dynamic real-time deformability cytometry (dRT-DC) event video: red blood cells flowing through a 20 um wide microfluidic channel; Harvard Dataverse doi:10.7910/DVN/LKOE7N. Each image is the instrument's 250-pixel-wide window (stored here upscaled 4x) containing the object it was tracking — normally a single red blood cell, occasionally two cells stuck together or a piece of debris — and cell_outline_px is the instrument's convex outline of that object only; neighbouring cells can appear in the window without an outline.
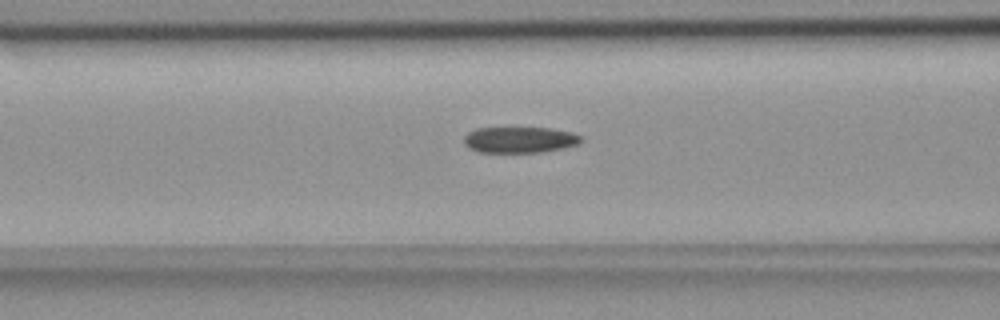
{"species": "common noctule bat (a hibernating species)", "species_latin": "Nyctalus noctula", "temperature_condition": "room temperature", "stored_images_in_passage": 56, "segment_of_instrument_passage": [1, 2], "camera_frame_rate_fps": 3000, "um_per_image_px": 0.085, "animal": {"sex": "female", "body_mass_g": 18.4}, "frame": {"image": 1, "passage_image": 22, "time_ms": 7.0, "image_size_px": [1000, 320], "cell_outline_px": [[584, 140], [576, 144], [560, 148], [540, 152], [480, 152], [468, 148], [464, 144], [464, 136], [468, 132], [476, 128], [552, 128], [572, 132], [584, 136]], "centroid_in_image_um": [44.17, 11.87], "position_along_channel_um": 122.4, "area_um2": 17.8}}
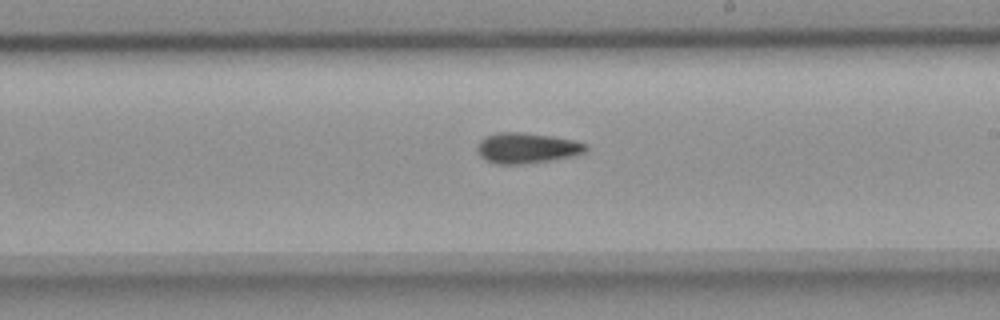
{"frame": {"image": 2, "passage_image": 32, "time_ms": 10.333, "image_size_px": [1000, 320], "cell_outline_px": [[588, 148], [584, 152], [568, 156], [548, 160], [520, 164], [496, 164], [480, 156], [476, 152], [476, 144], [484, 136], [496, 132], [520, 132], [552, 136], [576, 140], [588, 144]], "centroid_in_image_um": [44.72, 12.56], "position_along_channel_um": 244.3, "area_um2": 19.31}}
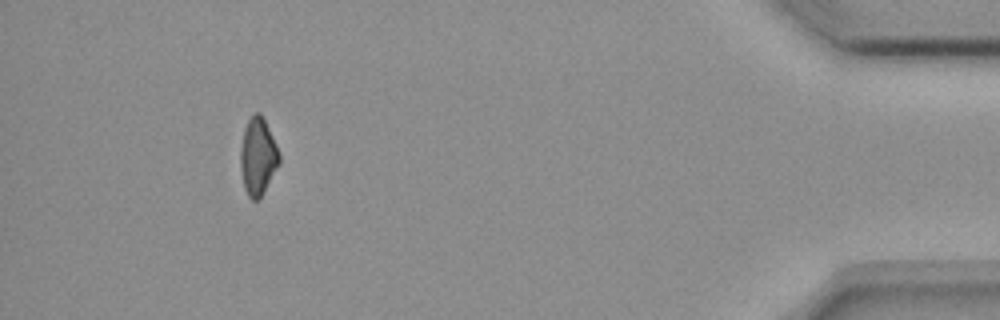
{"frame": {"image": 3, "passage_image": 51, "time_ms": 16.667, "image_size_px": [1000, 320], "cell_outline_px": [[280, 164], [260, 196], [256, 200], [252, 200], [248, 196], [244, 188], [240, 168], [240, 148], [244, 128], [248, 120], [256, 112], [260, 112], [280, 152]], "centroid_in_image_um": [21.91, 13.3], "position_along_channel_um": 413.3, "area_um2": 17.34}}